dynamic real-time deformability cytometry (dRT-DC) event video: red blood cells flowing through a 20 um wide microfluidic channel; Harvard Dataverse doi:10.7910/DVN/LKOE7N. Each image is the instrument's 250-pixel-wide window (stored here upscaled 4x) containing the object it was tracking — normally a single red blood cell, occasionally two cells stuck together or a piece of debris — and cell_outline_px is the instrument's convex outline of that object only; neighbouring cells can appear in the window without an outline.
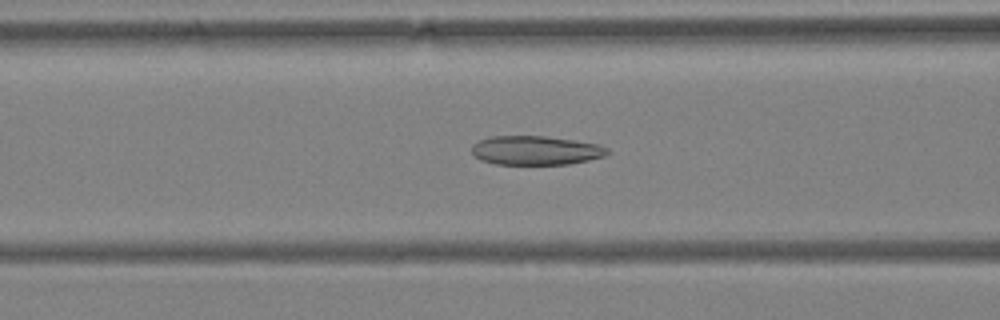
{"species": "Egyptian fruit bat (a non-hibernating species)", "species_latin": "Rousettus aegyptiacus", "temperature_condition": "warm", "stored_images_in_passage": 53, "camera_frame_rate_fps": 3000, "um_per_image_px": 0.085, "animal": {"sex": "female"}, "frame": {"image": 1, "passage_image": 22, "time_ms": 7.0, "image_size_px": [1000, 320], "cell_outline_px": [[608, 152], [604, 156], [588, 160], [568, 164], [496, 164], [480, 160], [472, 152], [472, 144], [480, 140], [492, 136], [544, 136], [576, 140], [600, 144], [608, 148]], "centroid_in_image_um": [45.54, 12.78], "position_along_channel_um": 121.1, "area_um2": 22.95}}
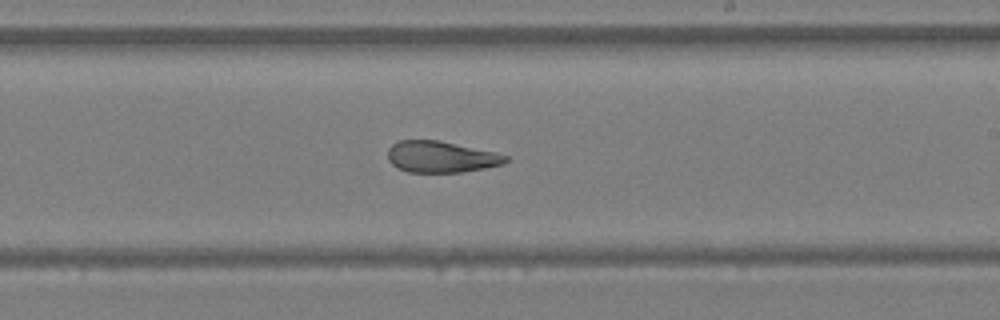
{"frame": {"image": 2, "passage_image": 32, "time_ms": 10.333, "image_size_px": [1000, 320], "cell_outline_px": [[508, 160], [504, 164], [484, 168], [460, 172], [408, 172], [396, 168], [388, 160], [388, 148], [392, 144], [400, 140], [440, 140], [496, 152], [508, 156]], "centroid_in_image_um": [37.48, 13.32], "position_along_channel_um": 251.5, "area_um2": 21.68}}
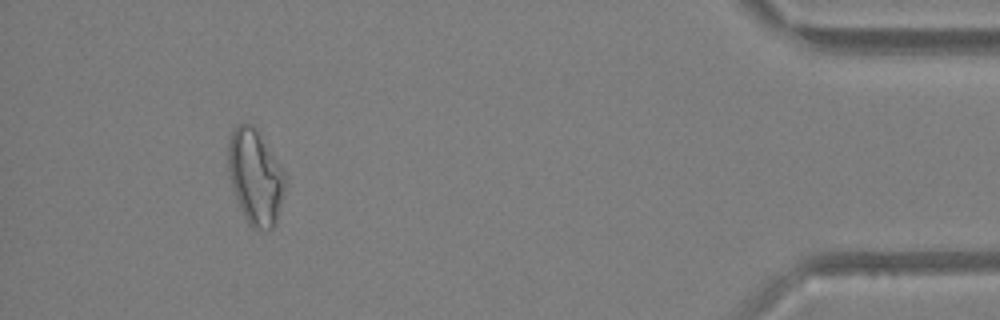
{"frame": {"image": 3, "passage_image": 49, "time_ms": 16.0, "image_size_px": [1000, 320], "cell_outline_px": [[284, 188], [276, 224], [272, 228], [252, 228], [248, 224], [244, 216], [228, 176], [228, 140], [236, 124], [252, 124], [256, 128], [284, 172]], "centroid_in_image_um": [21.67, 15.02], "position_along_channel_um": 413.5, "area_um2": 30.98}, "authors_computed_cell_mechanics": {"area_um2": 27.1082, "velocity_mm_per_s": 3.9212, "shape_relaxation_time_tau1_ms": null, "shape_relaxation_time_tau2_ms": 2.8018, "deformation_change_tau1": null, "deformation_change_tau2": 0.1138}}